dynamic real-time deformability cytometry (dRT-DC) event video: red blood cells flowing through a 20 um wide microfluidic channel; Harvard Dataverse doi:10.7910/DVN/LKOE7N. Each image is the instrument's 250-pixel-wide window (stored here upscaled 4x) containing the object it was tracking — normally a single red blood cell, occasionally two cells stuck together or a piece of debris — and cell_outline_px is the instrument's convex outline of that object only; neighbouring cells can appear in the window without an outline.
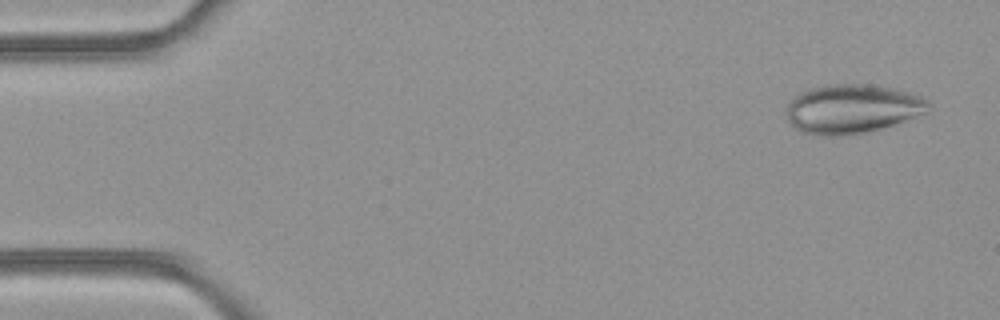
{"species": "common noctule bat (a hibernating species)", "species_latin": "Nyctalus noctula", "temperature_condition": "room temperature", "stored_images_in_passage": 47, "camera_frame_rate_fps": 3000, "um_per_image_px": 0.085, "animal": {"sex": "female", "body_mass_g": 21.9}, "frame": {"image": 1, "passage_image": 1, "time_ms": 0.0, "image_size_px": [1000, 320], "cell_outline_px": [[928, 112], [880, 128], [864, 132], [836, 136], [816, 136], [800, 132], [788, 120], [784, 112], [788, 104], [800, 92], [812, 88], [828, 84], [868, 84], [892, 88], [920, 96], [928, 100]], "centroid_in_image_um": [72.38, 9.25], "position_along_channel_um": 12.6, "area_um2": 40.34}}
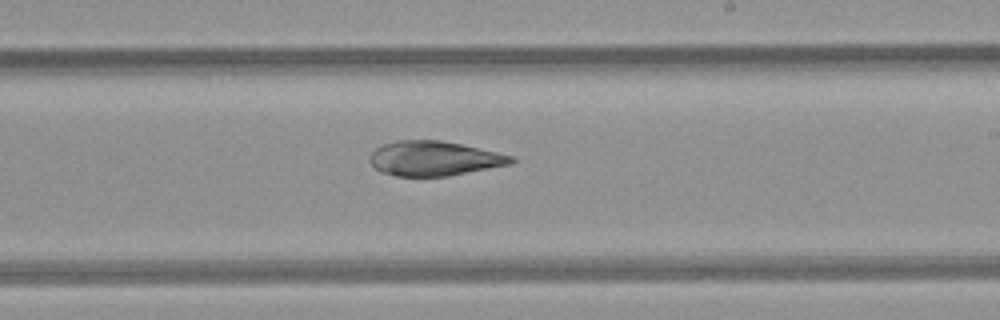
{"frame": {"image": 2, "passage_image": 27, "time_ms": 8.667, "image_size_px": [1000, 320], "cell_outline_px": [[516, 160], [512, 164], [448, 176], [396, 176], [380, 172], [368, 160], [368, 156], [376, 148], [384, 144], [396, 140], [440, 140], [460, 144], [516, 156]], "centroid_in_image_um": [36.91, 13.47], "position_along_channel_um": 252.1, "area_um2": 28.67}}
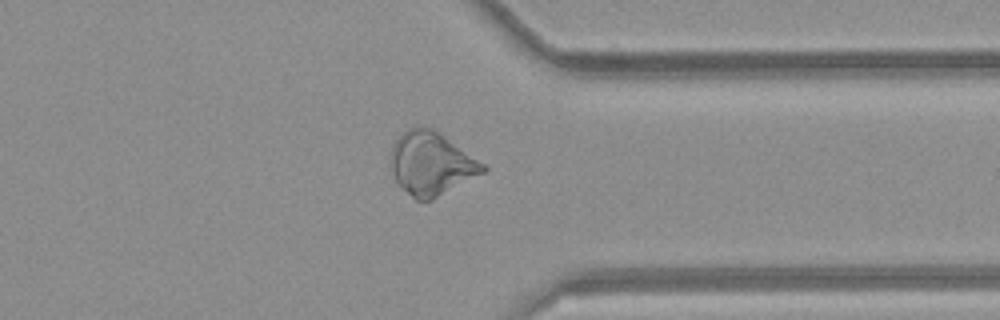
{"frame": {"image": 3, "passage_image": 36, "time_ms": 11.667, "image_size_px": [1000, 320], "cell_outline_px": [[488, 168], [484, 172], [432, 200], [416, 200], [396, 180], [392, 172], [392, 144], [408, 128], [416, 124], [424, 124], [440, 132], [484, 164]], "centroid_in_image_um": [36.66, 13.86], "position_along_channel_um": 374.7, "area_um2": 33.64}}